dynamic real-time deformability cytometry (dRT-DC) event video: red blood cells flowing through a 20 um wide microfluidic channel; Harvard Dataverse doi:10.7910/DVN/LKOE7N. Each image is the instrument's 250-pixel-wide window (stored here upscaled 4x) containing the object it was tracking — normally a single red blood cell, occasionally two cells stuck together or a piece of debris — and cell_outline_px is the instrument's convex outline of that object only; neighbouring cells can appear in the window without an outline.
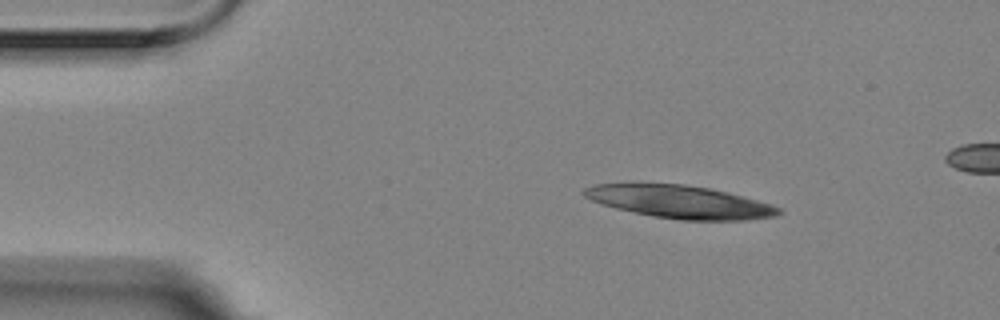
{"species": "Egyptian fruit bat (a non-hibernating species)", "species_latin": "Rousettus aegyptiacus", "temperature_condition": "room temperature", "stored_images_in_passage": 4, "camera_frame_rate_fps": 3000, "um_per_image_px": 0.085, "animal": {"sex": "female"}, "frame": {"image": 1, "passage_image": 1, "time_ms": 0.0, "image_size_px": [1000, 320], "cell_outline_px": [[784, 212], [776, 216], [748, 220], [680, 220], [652, 216], [616, 208], [592, 200], [584, 196], [580, 192], [584, 188], [596, 184], [684, 184], [708, 188], [728, 192], [772, 204], [780, 208]], "centroid_in_image_um": [57.84, 17.16], "position_along_channel_um": 27.2, "area_um2": 36.99}}